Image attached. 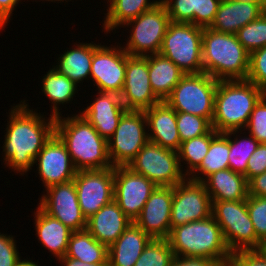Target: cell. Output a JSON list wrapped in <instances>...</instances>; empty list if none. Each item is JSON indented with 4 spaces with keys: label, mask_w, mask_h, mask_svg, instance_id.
I'll return each instance as SVG.
<instances>
[{
    "label": "cell",
    "mask_w": 266,
    "mask_h": 266,
    "mask_svg": "<svg viewBox=\"0 0 266 266\" xmlns=\"http://www.w3.org/2000/svg\"><path fill=\"white\" fill-rule=\"evenodd\" d=\"M25 101L9 109L3 144L5 167L22 176L32 170L38 153L55 133V118L46 120L41 113L29 109Z\"/></svg>",
    "instance_id": "cell-1"
},
{
    "label": "cell",
    "mask_w": 266,
    "mask_h": 266,
    "mask_svg": "<svg viewBox=\"0 0 266 266\" xmlns=\"http://www.w3.org/2000/svg\"><path fill=\"white\" fill-rule=\"evenodd\" d=\"M55 134L65 144L78 170L113 167L108 156L107 140L80 114L55 118Z\"/></svg>",
    "instance_id": "cell-2"
},
{
    "label": "cell",
    "mask_w": 266,
    "mask_h": 266,
    "mask_svg": "<svg viewBox=\"0 0 266 266\" xmlns=\"http://www.w3.org/2000/svg\"><path fill=\"white\" fill-rule=\"evenodd\" d=\"M264 91L248 80H218L212 128L218 133L244 131Z\"/></svg>",
    "instance_id": "cell-3"
},
{
    "label": "cell",
    "mask_w": 266,
    "mask_h": 266,
    "mask_svg": "<svg viewBox=\"0 0 266 266\" xmlns=\"http://www.w3.org/2000/svg\"><path fill=\"white\" fill-rule=\"evenodd\" d=\"M250 53L236 34L221 33L209 27L202 33V65L216 80H246Z\"/></svg>",
    "instance_id": "cell-4"
},
{
    "label": "cell",
    "mask_w": 266,
    "mask_h": 266,
    "mask_svg": "<svg viewBox=\"0 0 266 266\" xmlns=\"http://www.w3.org/2000/svg\"><path fill=\"white\" fill-rule=\"evenodd\" d=\"M167 239L175 256L207 258L220 263L233 255L213 216L174 227Z\"/></svg>",
    "instance_id": "cell-5"
},
{
    "label": "cell",
    "mask_w": 266,
    "mask_h": 266,
    "mask_svg": "<svg viewBox=\"0 0 266 266\" xmlns=\"http://www.w3.org/2000/svg\"><path fill=\"white\" fill-rule=\"evenodd\" d=\"M203 27L192 23L170 22L159 54L173 61L185 74L203 73Z\"/></svg>",
    "instance_id": "cell-6"
},
{
    "label": "cell",
    "mask_w": 266,
    "mask_h": 266,
    "mask_svg": "<svg viewBox=\"0 0 266 266\" xmlns=\"http://www.w3.org/2000/svg\"><path fill=\"white\" fill-rule=\"evenodd\" d=\"M212 216L221 227L225 243L232 254L259 247L260 240L256 237L246 200L212 201Z\"/></svg>",
    "instance_id": "cell-7"
},
{
    "label": "cell",
    "mask_w": 266,
    "mask_h": 266,
    "mask_svg": "<svg viewBox=\"0 0 266 266\" xmlns=\"http://www.w3.org/2000/svg\"><path fill=\"white\" fill-rule=\"evenodd\" d=\"M218 80L205 72L185 74L165 100L176 112L194 114L212 122Z\"/></svg>",
    "instance_id": "cell-8"
},
{
    "label": "cell",
    "mask_w": 266,
    "mask_h": 266,
    "mask_svg": "<svg viewBox=\"0 0 266 266\" xmlns=\"http://www.w3.org/2000/svg\"><path fill=\"white\" fill-rule=\"evenodd\" d=\"M156 186L174 187L187 176L180 166L178 153L148 141L127 166ZM183 171V172H182Z\"/></svg>",
    "instance_id": "cell-9"
},
{
    "label": "cell",
    "mask_w": 266,
    "mask_h": 266,
    "mask_svg": "<svg viewBox=\"0 0 266 266\" xmlns=\"http://www.w3.org/2000/svg\"><path fill=\"white\" fill-rule=\"evenodd\" d=\"M170 22L168 11L162 2L143 12L125 24L131 27V34L123 49L132 56L158 54Z\"/></svg>",
    "instance_id": "cell-10"
},
{
    "label": "cell",
    "mask_w": 266,
    "mask_h": 266,
    "mask_svg": "<svg viewBox=\"0 0 266 266\" xmlns=\"http://www.w3.org/2000/svg\"><path fill=\"white\" fill-rule=\"evenodd\" d=\"M144 111L127 110L113 135L107 140L108 156L113 167L128 166L149 141Z\"/></svg>",
    "instance_id": "cell-11"
},
{
    "label": "cell",
    "mask_w": 266,
    "mask_h": 266,
    "mask_svg": "<svg viewBox=\"0 0 266 266\" xmlns=\"http://www.w3.org/2000/svg\"><path fill=\"white\" fill-rule=\"evenodd\" d=\"M73 181L86 220L114 199V167L78 170Z\"/></svg>",
    "instance_id": "cell-12"
},
{
    "label": "cell",
    "mask_w": 266,
    "mask_h": 266,
    "mask_svg": "<svg viewBox=\"0 0 266 266\" xmlns=\"http://www.w3.org/2000/svg\"><path fill=\"white\" fill-rule=\"evenodd\" d=\"M212 216V201L202 182L186 178L173 187L171 229Z\"/></svg>",
    "instance_id": "cell-13"
},
{
    "label": "cell",
    "mask_w": 266,
    "mask_h": 266,
    "mask_svg": "<svg viewBox=\"0 0 266 266\" xmlns=\"http://www.w3.org/2000/svg\"><path fill=\"white\" fill-rule=\"evenodd\" d=\"M157 186L127 166L114 167V200L133 222Z\"/></svg>",
    "instance_id": "cell-14"
},
{
    "label": "cell",
    "mask_w": 266,
    "mask_h": 266,
    "mask_svg": "<svg viewBox=\"0 0 266 266\" xmlns=\"http://www.w3.org/2000/svg\"><path fill=\"white\" fill-rule=\"evenodd\" d=\"M120 98L127 110L135 111H144L161 101L150 84L147 56H132L126 52V73Z\"/></svg>",
    "instance_id": "cell-15"
},
{
    "label": "cell",
    "mask_w": 266,
    "mask_h": 266,
    "mask_svg": "<svg viewBox=\"0 0 266 266\" xmlns=\"http://www.w3.org/2000/svg\"><path fill=\"white\" fill-rule=\"evenodd\" d=\"M126 73V51L122 46L96 45L92 57L90 79L98 91L121 94Z\"/></svg>",
    "instance_id": "cell-16"
},
{
    "label": "cell",
    "mask_w": 266,
    "mask_h": 266,
    "mask_svg": "<svg viewBox=\"0 0 266 266\" xmlns=\"http://www.w3.org/2000/svg\"><path fill=\"white\" fill-rule=\"evenodd\" d=\"M38 204L47 214L61 221L73 232L85 230L87 220L83 216L74 181L47 188Z\"/></svg>",
    "instance_id": "cell-17"
},
{
    "label": "cell",
    "mask_w": 266,
    "mask_h": 266,
    "mask_svg": "<svg viewBox=\"0 0 266 266\" xmlns=\"http://www.w3.org/2000/svg\"><path fill=\"white\" fill-rule=\"evenodd\" d=\"M35 163L38 165L39 178L41 177L46 189L73 180L77 173L65 144L55 133L44 144Z\"/></svg>",
    "instance_id": "cell-18"
},
{
    "label": "cell",
    "mask_w": 266,
    "mask_h": 266,
    "mask_svg": "<svg viewBox=\"0 0 266 266\" xmlns=\"http://www.w3.org/2000/svg\"><path fill=\"white\" fill-rule=\"evenodd\" d=\"M173 187L157 186L134 223L152 239H167L171 231Z\"/></svg>",
    "instance_id": "cell-19"
},
{
    "label": "cell",
    "mask_w": 266,
    "mask_h": 266,
    "mask_svg": "<svg viewBox=\"0 0 266 266\" xmlns=\"http://www.w3.org/2000/svg\"><path fill=\"white\" fill-rule=\"evenodd\" d=\"M93 103L80 114L94 127L101 137L108 140L115 132L119 120L127 111L120 95L114 92L98 91Z\"/></svg>",
    "instance_id": "cell-20"
},
{
    "label": "cell",
    "mask_w": 266,
    "mask_h": 266,
    "mask_svg": "<svg viewBox=\"0 0 266 266\" xmlns=\"http://www.w3.org/2000/svg\"><path fill=\"white\" fill-rule=\"evenodd\" d=\"M147 119L148 139L163 148L178 151L181 141L176 123V111L166 102L160 101L144 110Z\"/></svg>",
    "instance_id": "cell-21"
},
{
    "label": "cell",
    "mask_w": 266,
    "mask_h": 266,
    "mask_svg": "<svg viewBox=\"0 0 266 266\" xmlns=\"http://www.w3.org/2000/svg\"><path fill=\"white\" fill-rule=\"evenodd\" d=\"M132 222L113 199L87 219L86 230L109 248Z\"/></svg>",
    "instance_id": "cell-22"
},
{
    "label": "cell",
    "mask_w": 266,
    "mask_h": 266,
    "mask_svg": "<svg viewBox=\"0 0 266 266\" xmlns=\"http://www.w3.org/2000/svg\"><path fill=\"white\" fill-rule=\"evenodd\" d=\"M266 11V3L221 0L211 26L212 30L236 34L246 24L257 19Z\"/></svg>",
    "instance_id": "cell-23"
},
{
    "label": "cell",
    "mask_w": 266,
    "mask_h": 266,
    "mask_svg": "<svg viewBox=\"0 0 266 266\" xmlns=\"http://www.w3.org/2000/svg\"><path fill=\"white\" fill-rule=\"evenodd\" d=\"M171 22L192 23L200 27H210L221 0H161Z\"/></svg>",
    "instance_id": "cell-24"
},
{
    "label": "cell",
    "mask_w": 266,
    "mask_h": 266,
    "mask_svg": "<svg viewBox=\"0 0 266 266\" xmlns=\"http://www.w3.org/2000/svg\"><path fill=\"white\" fill-rule=\"evenodd\" d=\"M151 239L132 222L108 248V266H134Z\"/></svg>",
    "instance_id": "cell-25"
},
{
    "label": "cell",
    "mask_w": 266,
    "mask_h": 266,
    "mask_svg": "<svg viewBox=\"0 0 266 266\" xmlns=\"http://www.w3.org/2000/svg\"><path fill=\"white\" fill-rule=\"evenodd\" d=\"M202 183L211 201H240L249 196L248 180L230 168L210 174Z\"/></svg>",
    "instance_id": "cell-26"
},
{
    "label": "cell",
    "mask_w": 266,
    "mask_h": 266,
    "mask_svg": "<svg viewBox=\"0 0 266 266\" xmlns=\"http://www.w3.org/2000/svg\"><path fill=\"white\" fill-rule=\"evenodd\" d=\"M34 213L38 240L59 260L66 254L73 231L55 217L47 214L39 205Z\"/></svg>",
    "instance_id": "cell-27"
},
{
    "label": "cell",
    "mask_w": 266,
    "mask_h": 266,
    "mask_svg": "<svg viewBox=\"0 0 266 266\" xmlns=\"http://www.w3.org/2000/svg\"><path fill=\"white\" fill-rule=\"evenodd\" d=\"M148 72L152 90L165 101L185 73L170 59L161 54L147 56Z\"/></svg>",
    "instance_id": "cell-28"
},
{
    "label": "cell",
    "mask_w": 266,
    "mask_h": 266,
    "mask_svg": "<svg viewBox=\"0 0 266 266\" xmlns=\"http://www.w3.org/2000/svg\"><path fill=\"white\" fill-rule=\"evenodd\" d=\"M77 43L73 49L65 51L57 59L58 65L52 67L78 85L84 79L90 78L94 43Z\"/></svg>",
    "instance_id": "cell-29"
},
{
    "label": "cell",
    "mask_w": 266,
    "mask_h": 266,
    "mask_svg": "<svg viewBox=\"0 0 266 266\" xmlns=\"http://www.w3.org/2000/svg\"><path fill=\"white\" fill-rule=\"evenodd\" d=\"M107 3L109 6L106 9L103 28L106 33H110L112 30L119 29L120 26L126 27L125 24L128 21L154 8L161 3V0L152 2L150 0H108Z\"/></svg>",
    "instance_id": "cell-30"
},
{
    "label": "cell",
    "mask_w": 266,
    "mask_h": 266,
    "mask_svg": "<svg viewBox=\"0 0 266 266\" xmlns=\"http://www.w3.org/2000/svg\"><path fill=\"white\" fill-rule=\"evenodd\" d=\"M65 256L86 263H108V247L86 229L72 232Z\"/></svg>",
    "instance_id": "cell-31"
},
{
    "label": "cell",
    "mask_w": 266,
    "mask_h": 266,
    "mask_svg": "<svg viewBox=\"0 0 266 266\" xmlns=\"http://www.w3.org/2000/svg\"><path fill=\"white\" fill-rule=\"evenodd\" d=\"M229 151L230 139L224 133H217L211 139L206 156L201 161L200 165L187 178L196 182H202L210 174L228 169Z\"/></svg>",
    "instance_id": "cell-32"
},
{
    "label": "cell",
    "mask_w": 266,
    "mask_h": 266,
    "mask_svg": "<svg viewBox=\"0 0 266 266\" xmlns=\"http://www.w3.org/2000/svg\"><path fill=\"white\" fill-rule=\"evenodd\" d=\"M42 92L49 98L52 106V113L49 116L54 118L62 116L60 104H67L73 100L75 93H78L79 85L75 84L65 75L58 73L53 67L42 77Z\"/></svg>",
    "instance_id": "cell-33"
},
{
    "label": "cell",
    "mask_w": 266,
    "mask_h": 266,
    "mask_svg": "<svg viewBox=\"0 0 266 266\" xmlns=\"http://www.w3.org/2000/svg\"><path fill=\"white\" fill-rule=\"evenodd\" d=\"M217 133L215 129L211 128L206 134L185 140L180 144L177 151L178 159L180 166H183L181 164L186 162L185 175L187 177L200 165L209 150L211 139Z\"/></svg>",
    "instance_id": "cell-34"
},
{
    "label": "cell",
    "mask_w": 266,
    "mask_h": 266,
    "mask_svg": "<svg viewBox=\"0 0 266 266\" xmlns=\"http://www.w3.org/2000/svg\"><path fill=\"white\" fill-rule=\"evenodd\" d=\"M242 131L243 130H234L225 132L224 134L230 139V151L228 155L229 168L234 172L245 175L247 162L260 143L250 134L248 137L247 135L244 137L242 136L241 139L237 134L241 132L239 134L241 135Z\"/></svg>",
    "instance_id": "cell-35"
},
{
    "label": "cell",
    "mask_w": 266,
    "mask_h": 266,
    "mask_svg": "<svg viewBox=\"0 0 266 266\" xmlns=\"http://www.w3.org/2000/svg\"><path fill=\"white\" fill-rule=\"evenodd\" d=\"M175 255L168 239H151L134 266H170Z\"/></svg>",
    "instance_id": "cell-36"
},
{
    "label": "cell",
    "mask_w": 266,
    "mask_h": 266,
    "mask_svg": "<svg viewBox=\"0 0 266 266\" xmlns=\"http://www.w3.org/2000/svg\"><path fill=\"white\" fill-rule=\"evenodd\" d=\"M238 41L251 53L266 46V11L236 33Z\"/></svg>",
    "instance_id": "cell-37"
},
{
    "label": "cell",
    "mask_w": 266,
    "mask_h": 266,
    "mask_svg": "<svg viewBox=\"0 0 266 266\" xmlns=\"http://www.w3.org/2000/svg\"><path fill=\"white\" fill-rule=\"evenodd\" d=\"M176 123L181 143L206 134L212 128L206 118L184 112H176Z\"/></svg>",
    "instance_id": "cell-38"
},
{
    "label": "cell",
    "mask_w": 266,
    "mask_h": 266,
    "mask_svg": "<svg viewBox=\"0 0 266 266\" xmlns=\"http://www.w3.org/2000/svg\"><path fill=\"white\" fill-rule=\"evenodd\" d=\"M246 204L256 237L261 241L266 238V197L249 195Z\"/></svg>",
    "instance_id": "cell-39"
},
{
    "label": "cell",
    "mask_w": 266,
    "mask_h": 266,
    "mask_svg": "<svg viewBox=\"0 0 266 266\" xmlns=\"http://www.w3.org/2000/svg\"><path fill=\"white\" fill-rule=\"evenodd\" d=\"M259 143H266V97L263 96L255 105L244 129Z\"/></svg>",
    "instance_id": "cell-40"
},
{
    "label": "cell",
    "mask_w": 266,
    "mask_h": 266,
    "mask_svg": "<svg viewBox=\"0 0 266 266\" xmlns=\"http://www.w3.org/2000/svg\"><path fill=\"white\" fill-rule=\"evenodd\" d=\"M246 80L254 83L261 90H266V46L250 53Z\"/></svg>",
    "instance_id": "cell-41"
},
{
    "label": "cell",
    "mask_w": 266,
    "mask_h": 266,
    "mask_svg": "<svg viewBox=\"0 0 266 266\" xmlns=\"http://www.w3.org/2000/svg\"><path fill=\"white\" fill-rule=\"evenodd\" d=\"M13 236L0 233V266H15L20 253Z\"/></svg>",
    "instance_id": "cell-42"
},
{
    "label": "cell",
    "mask_w": 266,
    "mask_h": 266,
    "mask_svg": "<svg viewBox=\"0 0 266 266\" xmlns=\"http://www.w3.org/2000/svg\"><path fill=\"white\" fill-rule=\"evenodd\" d=\"M266 171V143H260L247 162L245 178L249 181Z\"/></svg>",
    "instance_id": "cell-43"
},
{
    "label": "cell",
    "mask_w": 266,
    "mask_h": 266,
    "mask_svg": "<svg viewBox=\"0 0 266 266\" xmlns=\"http://www.w3.org/2000/svg\"><path fill=\"white\" fill-rule=\"evenodd\" d=\"M232 257L241 266H266V258L256 249L234 252Z\"/></svg>",
    "instance_id": "cell-44"
},
{
    "label": "cell",
    "mask_w": 266,
    "mask_h": 266,
    "mask_svg": "<svg viewBox=\"0 0 266 266\" xmlns=\"http://www.w3.org/2000/svg\"><path fill=\"white\" fill-rule=\"evenodd\" d=\"M219 263L212 259L198 257L175 256L170 266H218Z\"/></svg>",
    "instance_id": "cell-45"
},
{
    "label": "cell",
    "mask_w": 266,
    "mask_h": 266,
    "mask_svg": "<svg viewBox=\"0 0 266 266\" xmlns=\"http://www.w3.org/2000/svg\"><path fill=\"white\" fill-rule=\"evenodd\" d=\"M249 195L266 197V171L248 181Z\"/></svg>",
    "instance_id": "cell-46"
},
{
    "label": "cell",
    "mask_w": 266,
    "mask_h": 266,
    "mask_svg": "<svg viewBox=\"0 0 266 266\" xmlns=\"http://www.w3.org/2000/svg\"><path fill=\"white\" fill-rule=\"evenodd\" d=\"M21 0H0V29L3 30L7 26L12 12Z\"/></svg>",
    "instance_id": "cell-47"
},
{
    "label": "cell",
    "mask_w": 266,
    "mask_h": 266,
    "mask_svg": "<svg viewBox=\"0 0 266 266\" xmlns=\"http://www.w3.org/2000/svg\"><path fill=\"white\" fill-rule=\"evenodd\" d=\"M62 266H108V263H86L74 258L63 256L59 259Z\"/></svg>",
    "instance_id": "cell-48"
},
{
    "label": "cell",
    "mask_w": 266,
    "mask_h": 266,
    "mask_svg": "<svg viewBox=\"0 0 266 266\" xmlns=\"http://www.w3.org/2000/svg\"><path fill=\"white\" fill-rule=\"evenodd\" d=\"M218 266H241V265L232 257L228 260L220 262Z\"/></svg>",
    "instance_id": "cell-49"
},
{
    "label": "cell",
    "mask_w": 266,
    "mask_h": 266,
    "mask_svg": "<svg viewBox=\"0 0 266 266\" xmlns=\"http://www.w3.org/2000/svg\"><path fill=\"white\" fill-rule=\"evenodd\" d=\"M15 266H39V265L37 263L29 260V259L28 260H26V259L22 260L20 258V260L16 263Z\"/></svg>",
    "instance_id": "cell-50"
},
{
    "label": "cell",
    "mask_w": 266,
    "mask_h": 266,
    "mask_svg": "<svg viewBox=\"0 0 266 266\" xmlns=\"http://www.w3.org/2000/svg\"><path fill=\"white\" fill-rule=\"evenodd\" d=\"M256 250L266 258V238L260 241L259 247Z\"/></svg>",
    "instance_id": "cell-51"
},
{
    "label": "cell",
    "mask_w": 266,
    "mask_h": 266,
    "mask_svg": "<svg viewBox=\"0 0 266 266\" xmlns=\"http://www.w3.org/2000/svg\"><path fill=\"white\" fill-rule=\"evenodd\" d=\"M239 2H250V3H266V0H234Z\"/></svg>",
    "instance_id": "cell-52"
},
{
    "label": "cell",
    "mask_w": 266,
    "mask_h": 266,
    "mask_svg": "<svg viewBox=\"0 0 266 266\" xmlns=\"http://www.w3.org/2000/svg\"><path fill=\"white\" fill-rule=\"evenodd\" d=\"M40 1H41V0H40ZM42 1H44V0H42ZM45 1H51V2H53V1H54V2H55V1H56V2H57V1L59 2V1H60V2H61V1H62V2H63L64 0H45ZM65 1H66V0H65ZM70 1H71V0H70ZM67 2H68V0H67Z\"/></svg>",
    "instance_id": "cell-53"
}]
</instances>
